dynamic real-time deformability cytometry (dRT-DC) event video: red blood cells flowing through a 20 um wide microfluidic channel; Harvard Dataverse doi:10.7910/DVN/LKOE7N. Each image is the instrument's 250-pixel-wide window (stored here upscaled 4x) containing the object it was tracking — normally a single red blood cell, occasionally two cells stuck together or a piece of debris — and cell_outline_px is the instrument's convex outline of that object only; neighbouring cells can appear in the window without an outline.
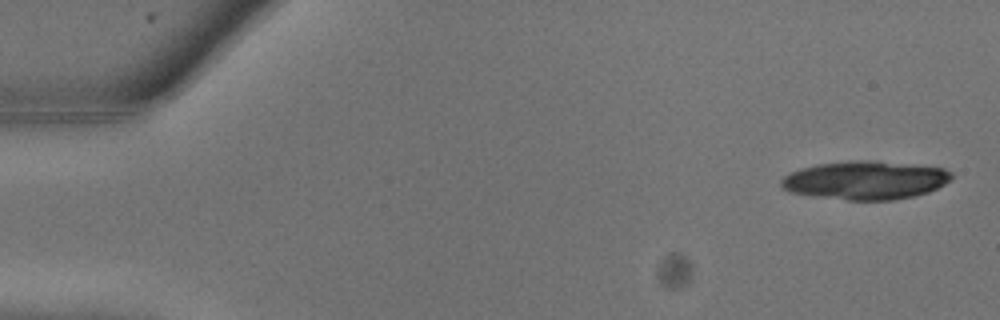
{"species": "common noctule bat (a hibernating species)", "species_latin": "Nyctalus noctula", "temperature_condition": "warm", "stored_images_in_passage": 15, "camera_frame_rate_fps": 3000, "um_per_image_px": 0.085, "animal": {"sex": "male", "body_mass_g": 13.3}, "frame": {"image": 1, "passage_image": 1, "time_ms": 0.0, "image_size_px": [1000, 320], "cell_outline_px": [[952, 180], [928, 192], [916, 196], [892, 200], [848, 200], [812, 196], [788, 192], [780, 184], [780, 180], [784, 176], [800, 168], [816, 164], [848, 160], [868, 160], [944, 168], [952, 172]], "centroid_in_image_um": [73.53, 15.32], "position_along_channel_um": 11.5, "area_um2": 38.32}}
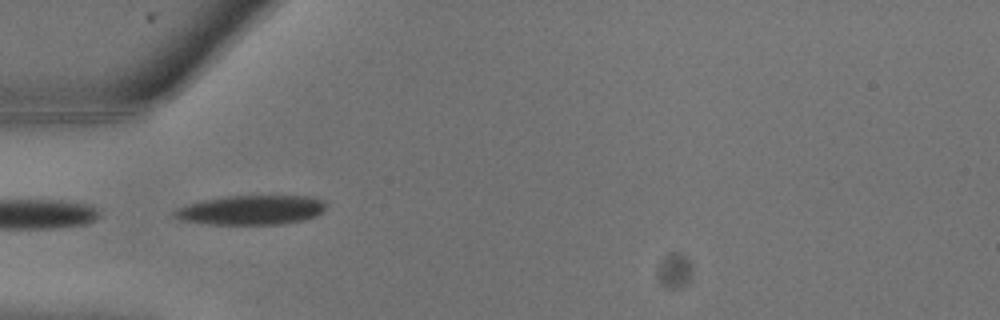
{"frame": {"image": 2, "passage_image": 8, "time_ms": 2.333, "image_size_px": [1000, 320], "cell_outline_px": [[324, 212], [316, 216], [304, 220], [280, 224], [208, 224], [180, 220], [172, 216], [172, 212], [176, 208], [184, 204], [204, 200], [228, 196], [308, 196], [324, 200]], "centroid_in_image_um": [21.31, 17.85], "position_along_channel_um": 63.7, "area_um2": 26.13}}
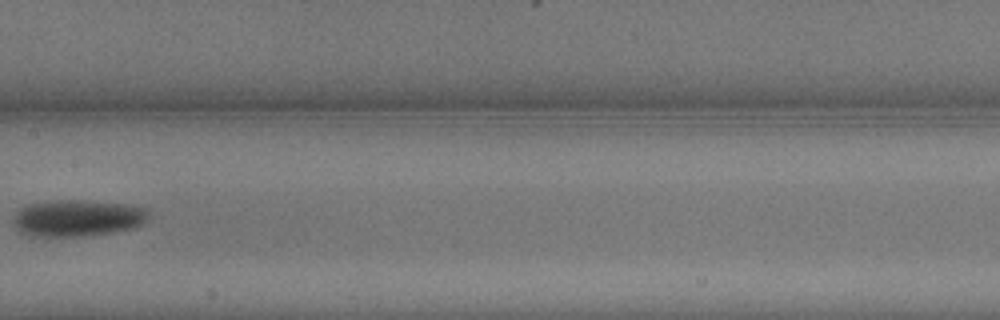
{"frame": {"image": 3, "passage_image": 13, "time_ms": 4.0, "image_size_px": [1000, 320], "cell_outline_px": [[152, 212], [140, 224], [132, 228], [116, 232], [84, 236], [32, 236], [20, 232], [12, 224], [12, 216], [20, 208], [32, 204], [56, 200], [84, 200], [124, 204], [144, 208]], "centroid_in_image_um": [6.55, 18.54], "position_along_channel_um": 200.8, "area_um2": 28.9}}